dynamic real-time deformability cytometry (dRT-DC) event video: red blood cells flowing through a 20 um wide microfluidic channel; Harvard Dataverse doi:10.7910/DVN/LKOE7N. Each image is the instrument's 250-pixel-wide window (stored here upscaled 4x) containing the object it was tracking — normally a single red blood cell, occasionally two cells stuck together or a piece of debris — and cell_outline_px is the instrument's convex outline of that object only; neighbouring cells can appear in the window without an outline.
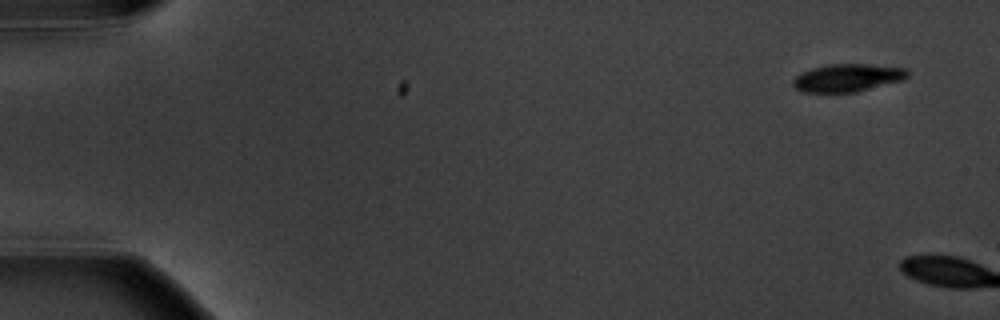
{"species": "common noctule bat (a hibernating species)", "species_latin": "Nyctalus noctula", "temperature_condition": "warm", "stored_images_in_passage": 2, "camera_frame_rate_fps": 3000, "um_per_image_px": 0.085, "animal": {"sex": "male", "body_mass_g": 20.1, "forearm_length_mm": 53.5}, "frame": {"image": 1, "passage_image": 1, "time_ms": 0.0, "image_size_px": [1000, 320], "cell_outline_px": [[908, 76], [900, 80], [856, 92], [804, 92], [796, 88], [792, 84], [792, 80], [800, 72], [812, 68], [828, 64], [868, 64], [908, 68]], "centroid_in_image_um": [72.01, 6.6], "position_along_channel_um": 13.0, "area_um2": 18.44}}